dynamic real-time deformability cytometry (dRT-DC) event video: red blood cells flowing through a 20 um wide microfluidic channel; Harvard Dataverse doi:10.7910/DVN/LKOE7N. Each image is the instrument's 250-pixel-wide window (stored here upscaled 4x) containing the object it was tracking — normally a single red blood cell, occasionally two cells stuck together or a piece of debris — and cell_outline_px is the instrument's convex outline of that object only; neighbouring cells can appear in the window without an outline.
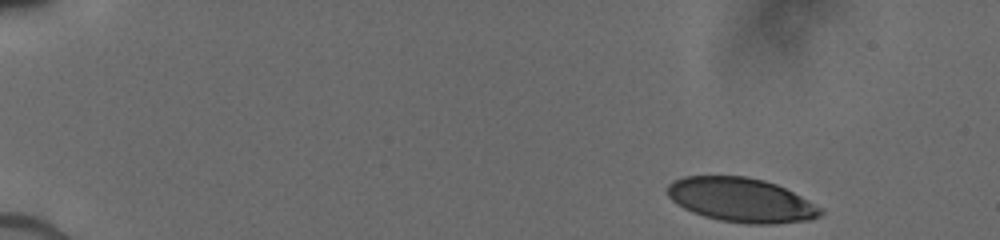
{"species": "human", "species_latin": "Homo sapiens", "temperature_condition": "cold", "stored_images_in_passage": 32, "camera_frame_rate_fps": 3000, "um_per_image_px": 0.085, "donor": {"sex": "male"}, "frame": {"image": 1, "passage_image": 1, "time_ms": 0.0, "image_size_px": [1000, 240], "cell_outline_px": [[824, 212], [820, 216], [812, 220], [772, 224], [744, 224], [720, 220], [704, 216], [692, 212], [684, 208], [672, 200], [668, 196], [668, 184], [672, 180], [684, 176], [744, 176], [764, 180], [776, 184], [824, 208]], "centroid_in_image_um": [63.02, 17.01], "position_along_channel_um": 22.0, "area_um2": 39.59}}
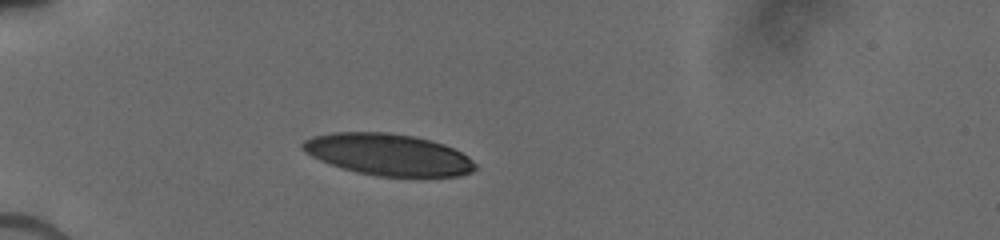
{"frame": {"image": 2, "passage_image": 26, "time_ms": 3.333, "image_size_px": [1000, 240], "cell_outline_px": [[476, 168], [472, 172], [460, 176], [416, 180], [376, 176], [356, 172], [320, 160], [304, 152], [300, 148], [300, 144], [304, 140], [312, 136], [336, 132], [384, 132], [412, 136], [444, 144], [468, 156], [476, 164]], "centroid_in_image_um": [33.05, 13.19], "position_along_channel_um": 52.0, "area_um2": 42.89}}